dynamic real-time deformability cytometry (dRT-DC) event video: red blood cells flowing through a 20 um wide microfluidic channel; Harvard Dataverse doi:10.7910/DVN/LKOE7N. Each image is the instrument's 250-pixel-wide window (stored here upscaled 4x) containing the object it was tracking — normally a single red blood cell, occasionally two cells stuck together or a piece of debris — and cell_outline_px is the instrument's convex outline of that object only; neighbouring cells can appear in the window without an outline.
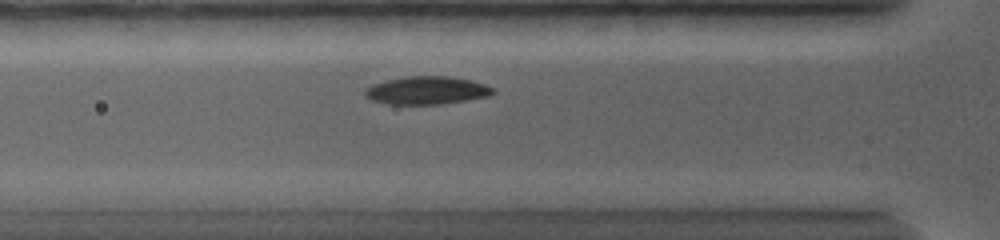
{"species": "common noctule bat (a hibernating species)", "species_latin": "Nyctalus noctula", "temperature_condition": "warm", "stored_images_in_passage": 4, "camera_frame_rate_fps": 5000, "um_per_image_px": 0.085, "animal": {"sex": "female", "body_mass_g": 19.0, "forearm_length_mm": 56.7}, "frame": {"image": 1, "passage_image": 4, "time_ms": 2.6, "image_size_px": [1000, 240], "cell_outline_px": [[496, 92], [488, 96], [440, 104], [388, 104], [372, 100], [364, 96], [364, 88], [372, 84], [388, 80], [408, 76], [448, 76], [468, 80], [484, 84], [492, 88]], "centroid_in_image_um": [36.22, 7.68], "position_along_channel_um": 89.6, "area_um2": 20.63}}